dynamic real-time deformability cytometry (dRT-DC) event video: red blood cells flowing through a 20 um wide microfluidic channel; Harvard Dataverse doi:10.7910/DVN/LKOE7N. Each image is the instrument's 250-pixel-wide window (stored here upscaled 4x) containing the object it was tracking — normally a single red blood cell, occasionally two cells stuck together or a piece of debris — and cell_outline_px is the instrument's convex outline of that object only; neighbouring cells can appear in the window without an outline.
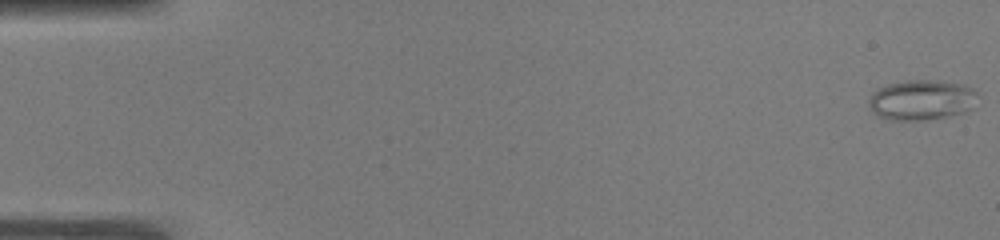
{"species": "common noctule bat (a hibernating species)", "species_latin": "Nyctalus noctula", "temperature_condition": "warm", "stored_images_in_passage": 52, "camera_frame_rate_fps": 3000, "um_per_image_px": 0.085, "animal": {"sex": "male", "body_mass_g": 19.0, "forearm_length_mm": 50.8}, "frame": {"image": 1, "passage_image": 1, "time_ms": 0.0, "image_size_px": [1000, 240], "cell_outline_px": [[980, 96], [972, 108], [948, 116], [928, 120], [888, 120], [876, 116], [872, 112], [868, 104], [868, 100], [872, 92], [876, 88], [888, 84], [908, 80], [940, 80], [960, 84], [972, 88]], "centroid_in_image_um": [78.3, 8.5], "position_along_channel_um": 6.7, "area_um2": 25.89}}
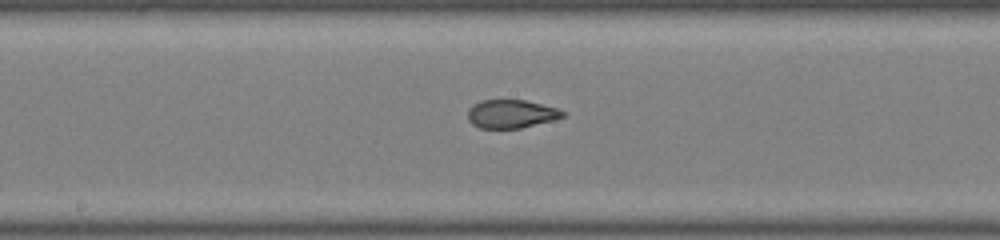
{"frame": {"image": 2, "passage_image": 28, "time_ms": 9.0, "image_size_px": [1000, 240], "cell_outline_px": [[568, 112], [564, 116], [552, 120], [520, 128], [480, 128], [472, 124], [468, 120], [468, 108], [480, 100], [524, 100], [556, 108]], "centroid_in_image_um": [43.43, 9.68], "position_along_channel_um": 204.8, "area_um2": 15.61}}
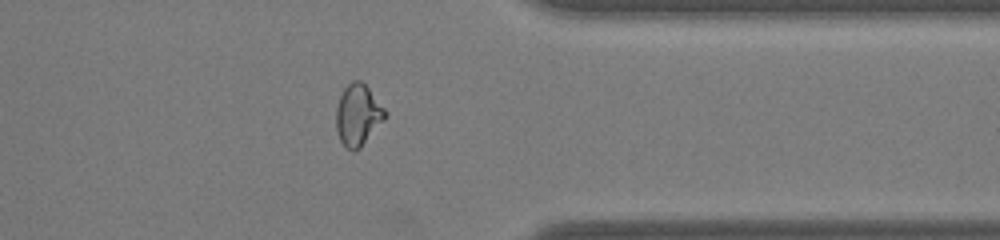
{"frame": {"image": 3, "passage_image": 42, "time_ms": 13.667, "image_size_px": [1000, 240], "cell_outline_px": [[388, 116], [360, 148], [352, 152], [340, 140], [336, 128], [336, 108], [340, 96], [344, 88], [352, 80], [360, 80], [368, 88], [388, 112]], "centroid_in_image_um": [30.44, 9.77], "position_along_channel_um": 381.0, "area_um2": 17.51}, "authors_computed_cell_mechanics": {"area_um2": 18.4382, "velocity_mm_per_s": 3.9288, "shape_relaxation_time_tau1_ms": null, "shape_relaxation_time_tau2_ms": 0.9538, "deformation_change_tau1": null, "deformation_change_tau2": 0.0767}}